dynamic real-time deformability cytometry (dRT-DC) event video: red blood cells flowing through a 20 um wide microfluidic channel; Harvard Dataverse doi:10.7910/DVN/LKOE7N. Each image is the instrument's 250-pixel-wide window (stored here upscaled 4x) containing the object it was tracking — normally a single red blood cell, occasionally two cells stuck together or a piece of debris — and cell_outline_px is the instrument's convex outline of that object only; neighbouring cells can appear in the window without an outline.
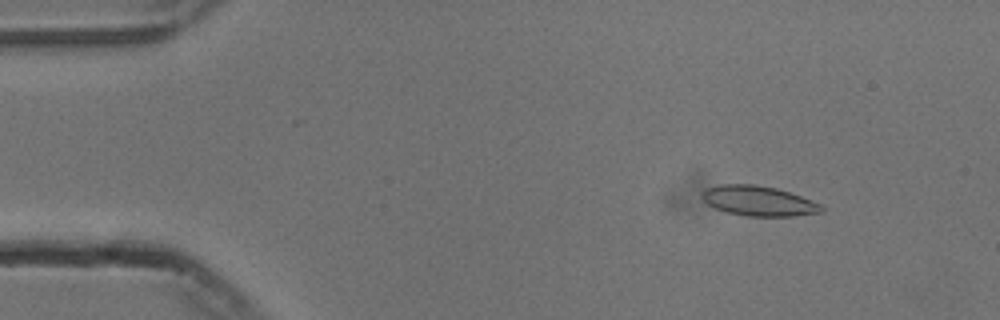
{"species": "common noctule bat (a hibernating species)", "species_latin": "Nyctalus noctula", "temperature_condition": "cold", "stored_images_in_passage": 52, "camera_frame_rate_fps": 3000, "um_per_image_px": 0.085, "animal": {"sex": "male", "body_mass_g": 13.3}, "frame": {"image": 1, "passage_image": 4, "time_ms": 1.0, "image_size_px": [1000, 320], "cell_outline_px": [[824, 212], [792, 216], [744, 216], [728, 212], [716, 208], [708, 204], [700, 196], [704, 188], [720, 184], [756, 184], [776, 188], [800, 196], [820, 204], [824, 208]], "centroid_in_image_um": [64.45, 17.07], "position_along_channel_um": 20.6, "area_um2": 20.87}}
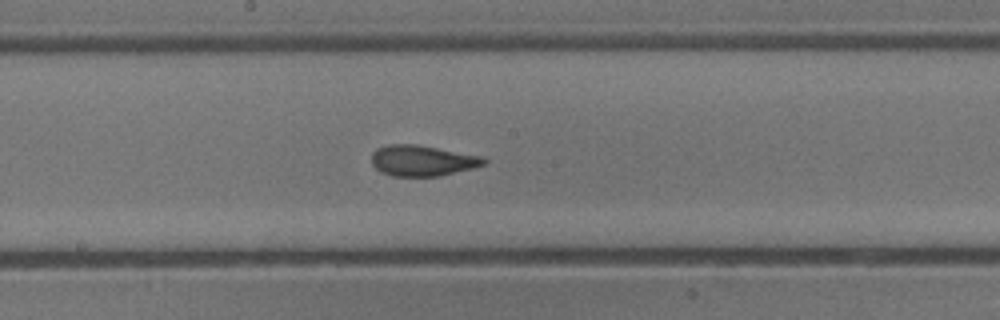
{"frame": {"image": 2, "passage_image": 26, "time_ms": 8.333, "image_size_px": [1000, 320], "cell_outline_px": [[488, 160], [484, 164], [472, 168], [440, 176], [392, 176], [380, 172], [372, 164], [372, 152], [376, 148], [388, 144], [416, 144], [484, 156]], "centroid_in_image_um": [35.89, 13.64], "position_along_channel_um": 212.3, "area_um2": 20.29}}
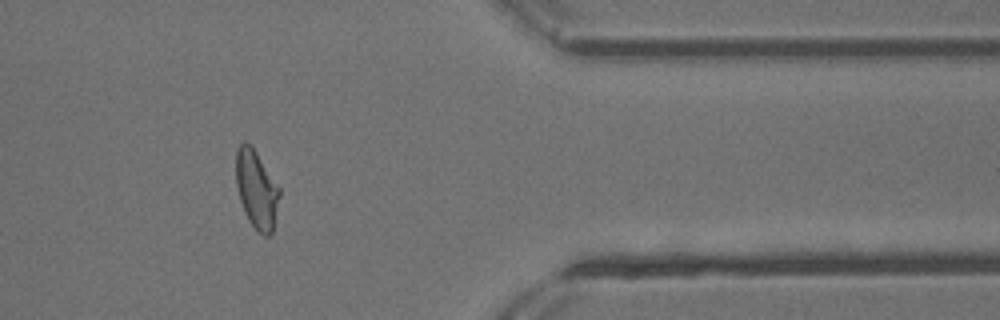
{"frame": {"image": 3, "passage_image": 42, "time_ms": 13.667, "image_size_px": [1000, 320], "cell_outline_px": [[280, 196], [272, 232], [268, 236], [264, 236], [248, 220], [244, 212], [240, 200], [236, 184], [236, 152], [240, 144], [244, 140], [256, 152], [280, 188]], "centroid_in_image_um": [21.8, 16.11], "position_along_channel_um": 389.6, "area_um2": 19.54}, "authors_computed_cell_mechanics": {"area_um2": 20.23, "velocity_mm_per_s": 3.7509, "shape_relaxation_time_tau1_ms": 6.9435, "shape_relaxation_time_tau2_ms": 1.1162, "deformation_change_tau1": 0.1745, "deformation_change_tau2": 0.0753}}